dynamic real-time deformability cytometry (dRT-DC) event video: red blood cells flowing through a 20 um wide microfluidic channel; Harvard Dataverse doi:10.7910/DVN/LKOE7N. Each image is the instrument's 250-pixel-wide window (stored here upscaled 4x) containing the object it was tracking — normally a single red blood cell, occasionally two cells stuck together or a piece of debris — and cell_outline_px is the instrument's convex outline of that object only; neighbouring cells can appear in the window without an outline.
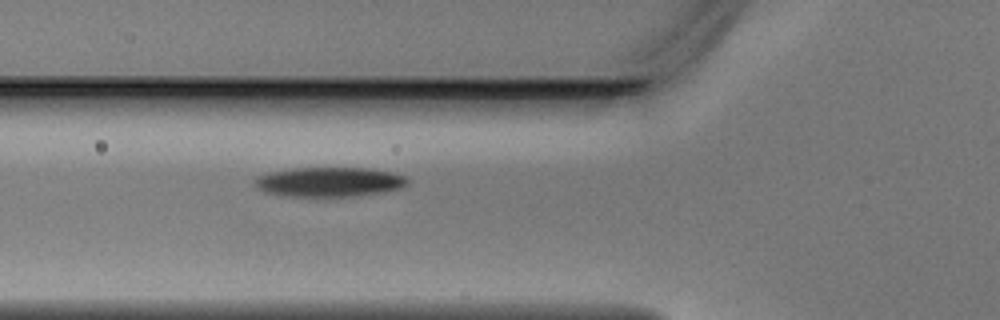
{"species": "Egyptian fruit bat (a non-hibernating species)", "species_latin": "Rousettus aegyptiacus", "temperature_condition": "warm", "stored_images_in_passage": 5, "camera_frame_rate_fps": 3000, "um_per_image_px": 0.085, "animal": {"sex": "male"}, "frame": {"image": 1, "passage_image": 5, "time_ms": 1.333, "image_size_px": [1000, 320], "cell_outline_px": [[408, 184], [400, 188], [380, 192], [352, 196], [288, 196], [264, 192], [256, 188], [256, 176], [272, 172], [292, 168], [368, 168], [392, 172], [404, 176], [408, 180]], "centroid_in_image_um": [27.98, 15.46], "position_along_channel_um": 97.8, "area_um2": 26.07}}